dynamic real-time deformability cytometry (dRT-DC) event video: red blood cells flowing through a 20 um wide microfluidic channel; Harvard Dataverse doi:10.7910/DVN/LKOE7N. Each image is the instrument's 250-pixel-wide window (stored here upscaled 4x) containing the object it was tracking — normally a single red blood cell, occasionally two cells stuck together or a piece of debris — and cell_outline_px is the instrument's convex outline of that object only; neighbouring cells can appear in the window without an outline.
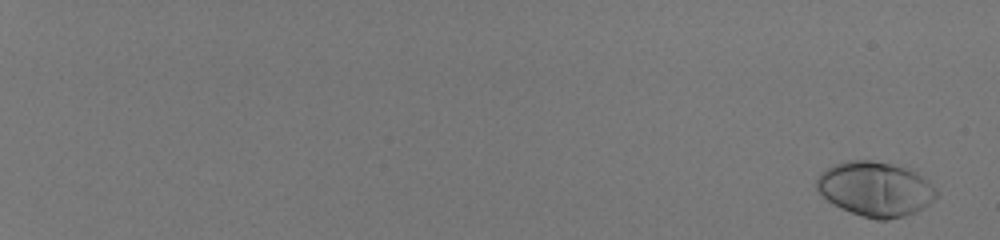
{"species": "human", "species_latin": "Homo sapiens", "temperature_condition": "room temperature", "stored_images_in_passage": 58, "camera_frame_rate_fps": 3000, "um_per_image_px": 0.085, "donor": {"sex": "male"}, "frame": {"image": 1, "passage_image": 3, "time_ms": 0.667, "image_size_px": [1000, 240], "cell_outline_px": [[936, 196], [928, 204], [916, 212], [904, 216], [888, 220], [876, 220], [852, 212], [828, 200], [816, 188], [816, 180], [820, 172], [836, 164], [848, 160], [872, 160], [916, 168], [936, 188]], "centroid_in_image_um": [74.46, 16.03], "position_along_channel_um": 10.5, "area_um2": 38.26}}
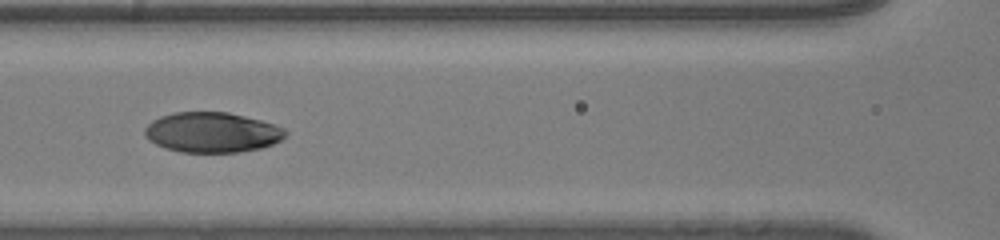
{"frame": {"image": 2, "passage_image": 34, "time_ms": 11.0, "image_size_px": [1000, 240], "cell_outline_px": [[288, 132], [280, 140], [272, 144], [260, 148], [240, 152], [180, 152], [164, 148], [148, 140], [144, 136], [144, 128], [152, 120], [160, 116], [172, 112], [228, 112], [276, 124], [284, 128]], "centroid_in_image_um": [18.0, 11.25], "position_along_channel_um": 148.6, "area_um2": 33.12}}
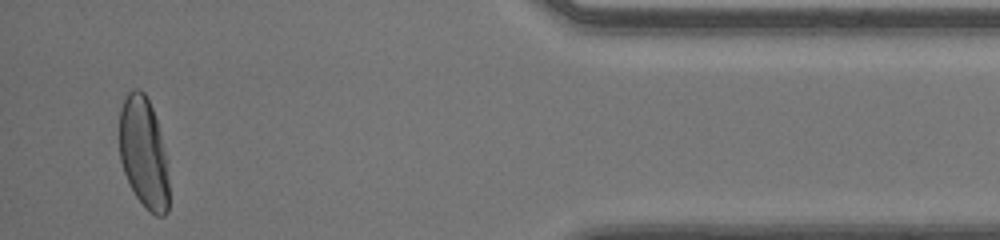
{"frame": {"image": 3, "passage_image": 57, "time_ms": 18.667, "image_size_px": [1000, 240], "cell_outline_px": [[168, 212], [164, 216], [156, 216], [144, 208], [136, 196], [124, 172], [120, 160], [120, 108], [128, 92], [132, 88], [140, 88], [144, 92], [152, 108], [156, 120], [164, 152], [168, 180]], "centroid_in_image_um": [12.19, 13.0], "position_along_channel_um": 423.0, "area_um2": 31.67}, "authors_computed_cell_mechanics": {"area_um2": 34.0153, "velocity_mm_per_s": 4.1005, "shape_relaxation_time_tau1_ms": 3.9446, "shape_relaxation_time_tau2_ms": null, "deformation_change_tau1": 0.1995, "deformation_change_tau2": null}}